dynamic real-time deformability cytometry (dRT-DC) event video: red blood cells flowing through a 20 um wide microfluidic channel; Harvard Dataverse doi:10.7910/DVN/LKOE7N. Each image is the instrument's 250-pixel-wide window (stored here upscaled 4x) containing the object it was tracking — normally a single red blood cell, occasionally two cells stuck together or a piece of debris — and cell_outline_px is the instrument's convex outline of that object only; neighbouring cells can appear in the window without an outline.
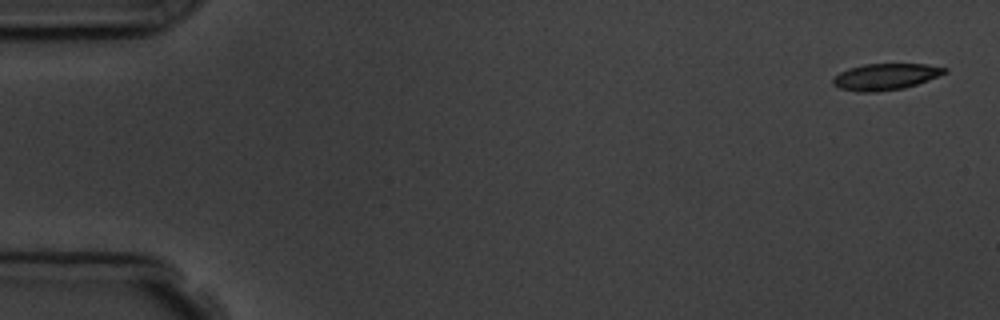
{"species": "common noctule bat (a hibernating species)", "species_latin": "Nyctalus noctula", "temperature_condition": "room temperature", "stored_images_in_passage": 5, "camera_frame_rate_fps": 3000, "um_per_image_px": 0.085, "animal": {"sex": "male", "body_mass_g": 19.5, "forearm_length_mm": 54.6}, "frame": {"image": 1, "passage_image": 1, "time_ms": 0.0, "image_size_px": [1000, 320], "cell_outline_px": [[948, 72], [928, 80], [904, 88], [876, 92], [856, 92], [840, 88], [832, 84], [832, 80], [840, 72], [848, 68], [864, 64], [928, 64], [948, 68]], "centroid_in_image_um": [75.27, 6.52], "position_along_channel_um": 9.7, "area_um2": 17.22}}
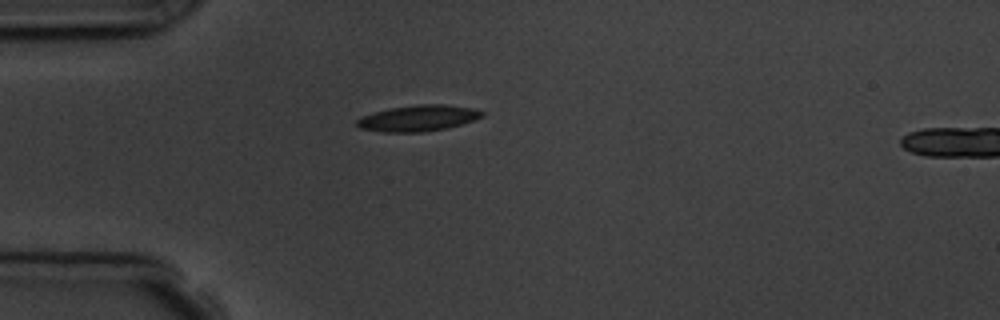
{"frame": {"image": 2, "passage_image": 4, "time_ms": 4.333, "image_size_px": [1000, 320], "cell_outline_px": [[484, 116], [448, 128], [424, 132], [384, 132], [360, 128], [356, 124], [356, 120], [360, 116], [372, 112], [388, 108], [420, 104], [444, 104], [472, 108], [484, 112]], "centroid_in_image_um": [35.5, 10.04], "position_along_channel_um": 49.5, "area_um2": 19.07}}